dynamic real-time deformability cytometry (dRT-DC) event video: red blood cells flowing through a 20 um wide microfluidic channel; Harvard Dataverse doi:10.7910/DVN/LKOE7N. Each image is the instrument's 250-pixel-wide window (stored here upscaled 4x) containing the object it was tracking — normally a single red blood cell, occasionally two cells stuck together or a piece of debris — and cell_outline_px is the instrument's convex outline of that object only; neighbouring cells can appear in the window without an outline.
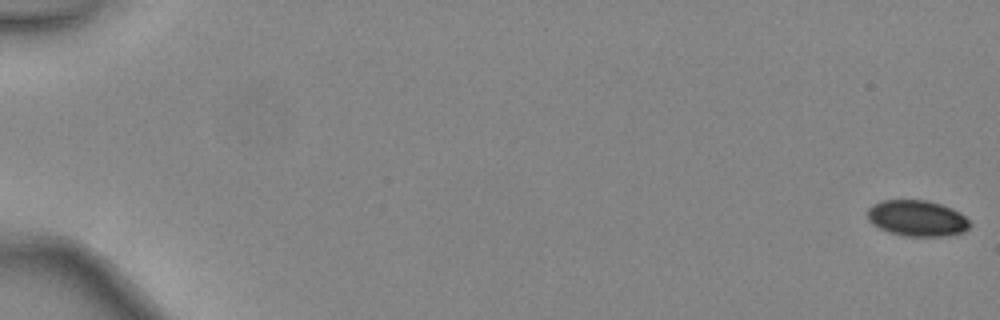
{"species": "common noctule bat (a hibernating species)", "species_latin": "Nyctalus noctula", "temperature_condition": "warm", "stored_images_in_passage": 48, "camera_frame_rate_fps": 3000, "um_per_image_px": 0.085, "animal": {"sex": "female", "body_mass_g": 24.6, "forearm_length_mm": 56.2}, "frame": {"image": 1, "passage_image": 1, "time_ms": 0.0, "image_size_px": [1000, 320], "cell_outline_px": [[972, 224], [964, 232], [944, 236], [904, 236], [888, 232], [872, 224], [868, 220], [868, 208], [872, 204], [880, 200], [928, 200], [952, 208], [960, 212]], "centroid_in_image_um": [77.94, 18.55], "position_along_channel_um": 7.1, "area_um2": 21.62}}
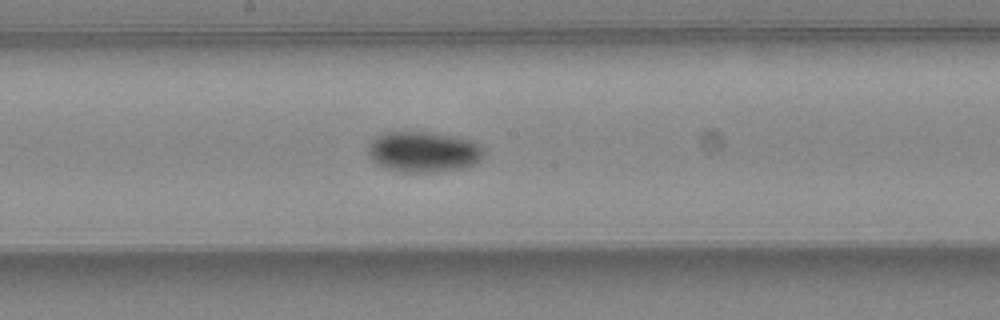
{"frame": {"image": 2, "passage_image": 28, "time_ms": 9.0, "image_size_px": [1000, 320], "cell_outline_px": [[484, 156], [476, 164], [464, 168], [436, 172], [404, 172], [388, 168], [376, 164], [368, 156], [368, 144], [376, 136], [384, 132], [432, 132], [456, 136], [468, 140], [484, 148]], "centroid_in_image_um": [35.99, 12.91], "position_along_channel_um": 212.2, "area_um2": 27.63}}
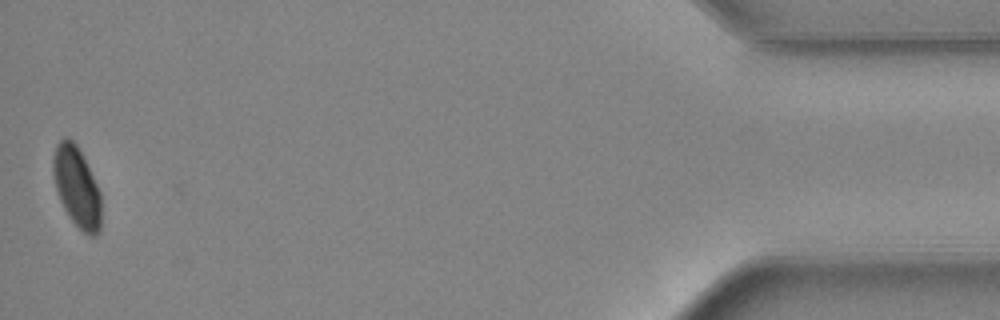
{"frame": {"image": 3, "passage_image": 48, "time_ms": 15.667, "image_size_px": [1000, 320], "cell_outline_px": [[100, 232], [96, 236], [88, 236], [72, 220], [64, 208], [60, 200], [56, 188], [52, 172], [52, 160], [56, 144], [64, 136], [68, 136], [76, 144], [84, 156], [100, 192]], "centroid_in_image_um": [6.51, 15.85], "position_along_channel_um": 428.7, "area_um2": 22.54}, "authors_computed_cell_mechanics": {"area_um2": 23.9581, "velocity_mm_per_s": 4.4868, "shape_relaxation_time_tau1_ms": 2.3983, "shape_relaxation_time_tau2_ms": null, "deformation_change_tau1": 0.0627, "deformation_change_tau2": null}}